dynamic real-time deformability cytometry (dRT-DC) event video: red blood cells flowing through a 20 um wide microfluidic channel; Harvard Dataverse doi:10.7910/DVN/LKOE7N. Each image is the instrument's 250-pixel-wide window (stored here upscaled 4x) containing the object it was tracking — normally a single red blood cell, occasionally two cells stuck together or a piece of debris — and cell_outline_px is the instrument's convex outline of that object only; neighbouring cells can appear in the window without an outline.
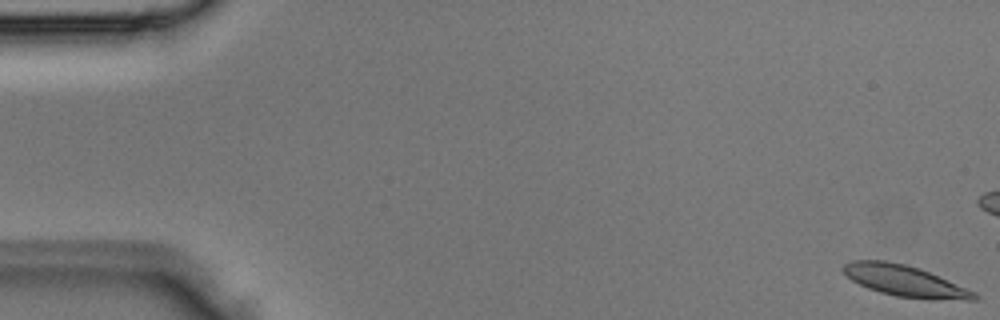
{"species": "Egyptian fruit bat (a non-hibernating species)", "species_latin": "Rousettus aegyptiacus", "temperature_condition": "room temperature", "stored_images_in_passage": 4, "camera_frame_rate_fps": 3000, "um_per_image_px": 0.085, "animal": {"sex": "male"}, "frame": {"image": 1, "passage_image": 1, "time_ms": 0.0, "image_size_px": [1000, 320], "cell_outline_px": [[980, 296], [976, 300], [964, 300], [896, 296], [880, 292], [868, 288], [852, 280], [840, 268], [844, 264], [852, 260], [884, 260], [904, 264], [920, 268], [976, 292]], "centroid_in_image_um": [76.9, 23.85], "position_along_channel_um": 8.1, "area_um2": 23.41}}